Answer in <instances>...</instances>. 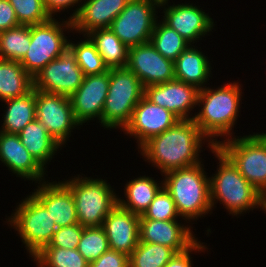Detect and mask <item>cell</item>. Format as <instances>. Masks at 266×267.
I'll list each match as a JSON object with an SVG mask.
<instances>
[{
	"mask_svg": "<svg viewBox=\"0 0 266 267\" xmlns=\"http://www.w3.org/2000/svg\"><path fill=\"white\" fill-rule=\"evenodd\" d=\"M32 258L38 267H89L77 249L43 247Z\"/></svg>",
	"mask_w": 266,
	"mask_h": 267,
	"instance_id": "31",
	"label": "cell"
},
{
	"mask_svg": "<svg viewBox=\"0 0 266 267\" xmlns=\"http://www.w3.org/2000/svg\"><path fill=\"white\" fill-rule=\"evenodd\" d=\"M204 243L201 241H196L191 247H189L187 250L175 253L173 257L169 260V262L164 267H192V257L191 253L193 254V251L195 254L200 252H205L206 245H203Z\"/></svg>",
	"mask_w": 266,
	"mask_h": 267,
	"instance_id": "39",
	"label": "cell"
},
{
	"mask_svg": "<svg viewBox=\"0 0 266 267\" xmlns=\"http://www.w3.org/2000/svg\"><path fill=\"white\" fill-rule=\"evenodd\" d=\"M89 267H129V256L126 253L109 249L97 260L90 262Z\"/></svg>",
	"mask_w": 266,
	"mask_h": 267,
	"instance_id": "38",
	"label": "cell"
},
{
	"mask_svg": "<svg viewBox=\"0 0 266 267\" xmlns=\"http://www.w3.org/2000/svg\"><path fill=\"white\" fill-rule=\"evenodd\" d=\"M15 10L8 0H0V33L19 26Z\"/></svg>",
	"mask_w": 266,
	"mask_h": 267,
	"instance_id": "41",
	"label": "cell"
},
{
	"mask_svg": "<svg viewBox=\"0 0 266 267\" xmlns=\"http://www.w3.org/2000/svg\"><path fill=\"white\" fill-rule=\"evenodd\" d=\"M109 249L106 232L102 226L84 227L77 250L89 263L97 260Z\"/></svg>",
	"mask_w": 266,
	"mask_h": 267,
	"instance_id": "34",
	"label": "cell"
},
{
	"mask_svg": "<svg viewBox=\"0 0 266 267\" xmlns=\"http://www.w3.org/2000/svg\"><path fill=\"white\" fill-rule=\"evenodd\" d=\"M6 110L3 114L0 131L19 134L31 121L36 119V90L14 99L4 101Z\"/></svg>",
	"mask_w": 266,
	"mask_h": 267,
	"instance_id": "27",
	"label": "cell"
},
{
	"mask_svg": "<svg viewBox=\"0 0 266 267\" xmlns=\"http://www.w3.org/2000/svg\"><path fill=\"white\" fill-rule=\"evenodd\" d=\"M63 20L50 18L30 26V47L20 64L32 77L68 49L69 39L64 32H73V24L69 19Z\"/></svg>",
	"mask_w": 266,
	"mask_h": 267,
	"instance_id": "8",
	"label": "cell"
},
{
	"mask_svg": "<svg viewBox=\"0 0 266 267\" xmlns=\"http://www.w3.org/2000/svg\"><path fill=\"white\" fill-rule=\"evenodd\" d=\"M211 151L219 161L216 173L210 177L212 208L219 201L232 216H241L255 208L264 211L265 197L239 173L238 168L220 149L214 147Z\"/></svg>",
	"mask_w": 266,
	"mask_h": 267,
	"instance_id": "3",
	"label": "cell"
},
{
	"mask_svg": "<svg viewBox=\"0 0 266 267\" xmlns=\"http://www.w3.org/2000/svg\"><path fill=\"white\" fill-rule=\"evenodd\" d=\"M175 253L170 247L139 241L129 255V267H164Z\"/></svg>",
	"mask_w": 266,
	"mask_h": 267,
	"instance_id": "32",
	"label": "cell"
},
{
	"mask_svg": "<svg viewBox=\"0 0 266 267\" xmlns=\"http://www.w3.org/2000/svg\"><path fill=\"white\" fill-rule=\"evenodd\" d=\"M140 216L122 208L119 204L106 216L102 227L109 247L128 256L139 243Z\"/></svg>",
	"mask_w": 266,
	"mask_h": 267,
	"instance_id": "21",
	"label": "cell"
},
{
	"mask_svg": "<svg viewBox=\"0 0 266 267\" xmlns=\"http://www.w3.org/2000/svg\"><path fill=\"white\" fill-rule=\"evenodd\" d=\"M108 88L109 70L84 77L83 83L70 96L74 117L80 125L94 118L101 123Z\"/></svg>",
	"mask_w": 266,
	"mask_h": 267,
	"instance_id": "16",
	"label": "cell"
},
{
	"mask_svg": "<svg viewBox=\"0 0 266 267\" xmlns=\"http://www.w3.org/2000/svg\"><path fill=\"white\" fill-rule=\"evenodd\" d=\"M189 45L174 61L175 79L195 86L198 90L205 88L211 75V61L205 53Z\"/></svg>",
	"mask_w": 266,
	"mask_h": 267,
	"instance_id": "23",
	"label": "cell"
},
{
	"mask_svg": "<svg viewBox=\"0 0 266 267\" xmlns=\"http://www.w3.org/2000/svg\"><path fill=\"white\" fill-rule=\"evenodd\" d=\"M169 1L160 3L163 8L162 21L171 29H174L190 45L202 40L209 32L214 29V20L205 13L200 6L193 3H180L169 6ZM167 5V7H166Z\"/></svg>",
	"mask_w": 266,
	"mask_h": 267,
	"instance_id": "13",
	"label": "cell"
},
{
	"mask_svg": "<svg viewBox=\"0 0 266 267\" xmlns=\"http://www.w3.org/2000/svg\"><path fill=\"white\" fill-rule=\"evenodd\" d=\"M143 97L144 86L132 71L126 67L109 69V88L100 125L104 129L123 130Z\"/></svg>",
	"mask_w": 266,
	"mask_h": 267,
	"instance_id": "6",
	"label": "cell"
},
{
	"mask_svg": "<svg viewBox=\"0 0 266 267\" xmlns=\"http://www.w3.org/2000/svg\"><path fill=\"white\" fill-rule=\"evenodd\" d=\"M264 211L266 212V197H265V203H264Z\"/></svg>",
	"mask_w": 266,
	"mask_h": 267,
	"instance_id": "42",
	"label": "cell"
},
{
	"mask_svg": "<svg viewBox=\"0 0 266 267\" xmlns=\"http://www.w3.org/2000/svg\"><path fill=\"white\" fill-rule=\"evenodd\" d=\"M190 227V225L184 226L178 220H152L140 216L139 241L160 244L180 253L191 247L198 239Z\"/></svg>",
	"mask_w": 266,
	"mask_h": 267,
	"instance_id": "18",
	"label": "cell"
},
{
	"mask_svg": "<svg viewBox=\"0 0 266 267\" xmlns=\"http://www.w3.org/2000/svg\"><path fill=\"white\" fill-rule=\"evenodd\" d=\"M83 229L84 227L79 223L57 228L51 242L44 247L77 249L83 233Z\"/></svg>",
	"mask_w": 266,
	"mask_h": 267,
	"instance_id": "37",
	"label": "cell"
},
{
	"mask_svg": "<svg viewBox=\"0 0 266 267\" xmlns=\"http://www.w3.org/2000/svg\"><path fill=\"white\" fill-rule=\"evenodd\" d=\"M0 161L16 177L32 180L35 183L45 181L46 170L28 152L21 143L18 134L0 131Z\"/></svg>",
	"mask_w": 266,
	"mask_h": 267,
	"instance_id": "20",
	"label": "cell"
},
{
	"mask_svg": "<svg viewBox=\"0 0 266 267\" xmlns=\"http://www.w3.org/2000/svg\"><path fill=\"white\" fill-rule=\"evenodd\" d=\"M32 195L47 209L58 228L78 222L70 188L63 181H42Z\"/></svg>",
	"mask_w": 266,
	"mask_h": 267,
	"instance_id": "19",
	"label": "cell"
},
{
	"mask_svg": "<svg viewBox=\"0 0 266 267\" xmlns=\"http://www.w3.org/2000/svg\"><path fill=\"white\" fill-rule=\"evenodd\" d=\"M36 119L62 147L72 130L80 126L74 117L70 97L40 90H36Z\"/></svg>",
	"mask_w": 266,
	"mask_h": 267,
	"instance_id": "11",
	"label": "cell"
},
{
	"mask_svg": "<svg viewBox=\"0 0 266 267\" xmlns=\"http://www.w3.org/2000/svg\"><path fill=\"white\" fill-rule=\"evenodd\" d=\"M220 149L239 173L266 197V136L262 133L219 140Z\"/></svg>",
	"mask_w": 266,
	"mask_h": 267,
	"instance_id": "7",
	"label": "cell"
},
{
	"mask_svg": "<svg viewBox=\"0 0 266 267\" xmlns=\"http://www.w3.org/2000/svg\"><path fill=\"white\" fill-rule=\"evenodd\" d=\"M157 1L161 3V2L169 1V0H157Z\"/></svg>",
	"mask_w": 266,
	"mask_h": 267,
	"instance_id": "43",
	"label": "cell"
},
{
	"mask_svg": "<svg viewBox=\"0 0 266 267\" xmlns=\"http://www.w3.org/2000/svg\"><path fill=\"white\" fill-rule=\"evenodd\" d=\"M205 142H208L206 147L209 150L215 147L193 119H180L163 133L148 139L138 149L146 159L144 161L149 162V165L152 163L163 175L171 170L203 163L200 153Z\"/></svg>",
	"mask_w": 266,
	"mask_h": 267,
	"instance_id": "1",
	"label": "cell"
},
{
	"mask_svg": "<svg viewBox=\"0 0 266 267\" xmlns=\"http://www.w3.org/2000/svg\"><path fill=\"white\" fill-rule=\"evenodd\" d=\"M14 211L6 221L18 232L32 258L51 242L58 227L47 209L32 194L22 199Z\"/></svg>",
	"mask_w": 266,
	"mask_h": 267,
	"instance_id": "9",
	"label": "cell"
},
{
	"mask_svg": "<svg viewBox=\"0 0 266 267\" xmlns=\"http://www.w3.org/2000/svg\"><path fill=\"white\" fill-rule=\"evenodd\" d=\"M141 217L143 219L167 221L178 220L180 215L171 194L163 186L155 195L154 200L150 203L148 209L141 215Z\"/></svg>",
	"mask_w": 266,
	"mask_h": 267,
	"instance_id": "36",
	"label": "cell"
},
{
	"mask_svg": "<svg viewBox=\"0 0 266 267\" xmlns=\"http://www.w3.org/2000/svg\"><path fill=\"white\" fill-rule=\"evenodd\" d=\"M158 21L159 19L156 21L150 42L163 57L174 62L190 44L162 20Z\"/></svg>",
	"mask_w": 266,
	"mask_h": 267,
	"instance_id": "29",
	"label": "cell"
},
{
	"mask_svg": "<svg viewBox=\"0 0 266 267\" xmlns=\"http://www.w3.org/2000/svg\"><path fill=\"white\" fill-rule=\"evenodd\" d=\"M154 177L140 176L127 181L124 188V199L118 197V204L136 215H143L148 209L155 195L163 187V180L157 181ZM159 182V183H158Z\"/></svg>",
	"mask_w": 266,
	"mask_h": 267,
	"instance_id": "25",
	"label": "cell"
},
{
	"mask_svg": "<svg viewBox=\"0 0 266 267\" xmlns=\"http://www.w3.org/2000/svg\"><path fill=\"white\" fill-rule=\"evenodd\" d=\"M84 73L67 49L33 77V89L70 97L83 83Z\"/></svg>",
	"mask_w": 266,
	"mask_h": 267,
	"instance_id": "12",
	"label": "cell"
},
{
	"mask_svg": "<svg viewBox=\"0 0 266 267\" xmlns=\"http://www.w3.org/2000/svg\"><path fill=\"white\" fill-rule=\"evenodd\" d=\"M130 0H83L72 20L73 31L86 36L97 29H107Z\"/></svg>",
	"mask_w": 266,
	"mask_h": 267,
	"instance_id": "22",
	"label": "cell"
},
{
	"mask_svg": "<svg viewBox=\"0 0 266 267\" xmlns=\"http://www.w3.org/2000/svg\"><path fill=\"white\" fill-rule=\"evenodd\" d=\"M157 0H130L109 29L128 47L150 42L156 21Z\"/></svg>",
	"mask_w": 266,
	"mask_h": 267,
	"instance_id": "10",
	"label": "cell"
},
{
	"mask_svg": "<svg viewBox=\"0 0 266 267\" xmlns=\"http://www.w3.org/2000/svg\"><path fill=\"white\" fill-rule=\"evenodd\" d=\"M95 45L108 69L126 66L128 47L109 29H97L86 35Z\"/></svg>",
	"mask_w": 266,
	"mask_h": 267,
	"instance_id": "28",
	"label": "cell"
},
{
	"mask_svg": "<svg viewBox=\"0 0 266 267\" xmlns=\"http://www.w3.org/2000/svg\"><path fill=\"white\" fill-rule=\"evenodd\" d=\"M241 87L239 82L235 81L216 89L206 85L198 92L197 105L201 107L199 113L192 117L200 131L215 147L219 144V136L224 139L234 137L232 130L240 112Z\"/></svg>",
	"mask_w": 266,
	"mask_h": 267,
	"instance_id": "2",
	"label": "cell"
},
{
	"mask_svg": "<svg viewBox=\"0 0 266 267\" xmlns=\"http://www.w3.org/2000/svg\"><path fill=\"white\" fill-rule=\"evenodd\" d=\"M204 169V165L199 163L162 175L163 186L171 194L180 217L186 222L212 213L210 177Z\"/></svg>",
	"mask_w": 266,
	"mask_h": 267,
	"instance_id": "4",
	"label": "cell"
},
{
	"mask_svg": "<svg viewBox=\"0 0 266 267\" xmlns=\"http://www.w3.org/2000/svg\"><path fill=\"white\" fill-rule=\"evenodd\" d=\"M33 90V77L18 61L0 59V100L22 97Z\"/></svg>",
	"mask_w": 266,
	"mask_h": 267,
	"instance_id": "26",
	"label": "cell"
},
{
	"mask_svg": "<svg viewBox=\"0 0 266 267\" xmlns=\"http://www.w3.org/2000/svg\"><path fill=\"white\" fill-rule=\"evenodd\" d=\"M82 2L83 0H43L45 9L51 18H54L58 12L65 11V9L70 8L71 10V8L78 4V6L76 5L77 8L75 7L74 12L68 18L71 21L77 16Z\"/></svg>",
	"mask_w": 266,
	"mask_h": 267,
	"instance_id": "40",
	"label": "cell"
},
{
	"mask_svg": "<svg viewBox=\"0 0 266 267\" xmlns=\"http://www.w3.org/2000/svg\"><path fill=\"white\" fill-rule=\"evenodd\" d=\"M199 90L190 84L173 79L144 88V97L151 103L171 111L179 119H193L190 114L197 107Z\"/></svg>",
	"mask_w": 266,
	"mask_h": 267,
	"instance_id": "17",
	"label": "cell"
},
{
	"mask_svg": "<svg viewBox=\"0 0 266 267\" xmlns=\"http://www.w3.org/2000/svg\"><path fill=\"white\" fill-rule=\"evenodd\" d=\"M68 49L75 56L76 62L85 76L101 74L109 70L95 45L87 36L77 43L69 40Z\"/></svg>",
	"mask_w": 266,
	"mask_h": 267,
	"instance_id": "33",
	"label": "cell"
},
{
	"mask_svg": "<svg viewBox=\"0 0 266 267\" xmlns=\"http://www.w3.org/2000/svg\"><path fill=\"white\" fill-rule=\"evenodd\" d=\"M18 136L28 152L45 170L48 162H51L54 155H57L55 153L62 148L37 119L31 121Z\"/></svg>",
	"mask_w": 266,
	"mask_h": 267,
	"instance_id": "24",
	"label": "cell"
},
{
	"mask_svg": "<svg viewBox=\"0 0 266 267\" xmlns=\"http://www.w3.org/2000/svg\"><path fill=\"white\" fill-rule=\"evenodd\" d=\"M30 26L19 25L0 33V59L20 62L30 47Z\"/></svg>",
	"mask_w": 266,
	"mask_h": 267,
	"instance_id": "30",
	"label": "cell"
},
{
	"mask_svg": "<svg viewBox=\"0 0 266 267\" xmlns=\"http://www.w3.org/2000/svg\"><path fill=\"white\" fill-rule=\"evenodd\" d=\"M179 120L171 111L143 97L135 106L129 123L122 131L126 135L134 136L139 148L148 139L163 133Z\"/></svg>",
	"mask_w": 266,
	"mask_h": 267,
	"instance_id": "15",
	"label": "cell"
},
{
	"mask_svg": "<svg viewBox=\"0 0 266 267\" xmlns=\"http://www.w3.org/2000/svg\"><path fill=\"white\" fill-rule=\"evenodd\" d=\"M15 10L20 25H36L48 21L43 0H8Z\"/></svg>",
	"mask_w": 266,
	"mask_h": 267,
	"instance_id": "35",
	"label": "cell"
},
{
	"mask_svg": "<svg viewBox=\"0 0 266 267\" xmlns=\"http://www.w3.org/2000/svg\"><path fill=\"white\" fill-rule=\"evenodd\" d=\"M125 67L139 78L144 88L175 79L174 62L163 57L151 42L128 48Z\"/></svg>",
	"mask_w": 266,
	"mask_h": 267,
	"instance_id": "14",
	"label": "cell"
},
{
	"mask_svg": "<svg viewBox=\"0 0 266 267\" xmlns=\"http://www.w3.org/2000/svg\"><path fill=\"white\" fill-rule=\"evenodd\" d=\"M64 180L75 200L79 224L83 227H101L106 216L118 204L119 195H116L115 189L105 179L80 174Z\"/></svg>",
	"mask_w": 266,
	"mask_h": 267,
	"instance_id": "5",
	"label": "cell"
}]
</instances>
